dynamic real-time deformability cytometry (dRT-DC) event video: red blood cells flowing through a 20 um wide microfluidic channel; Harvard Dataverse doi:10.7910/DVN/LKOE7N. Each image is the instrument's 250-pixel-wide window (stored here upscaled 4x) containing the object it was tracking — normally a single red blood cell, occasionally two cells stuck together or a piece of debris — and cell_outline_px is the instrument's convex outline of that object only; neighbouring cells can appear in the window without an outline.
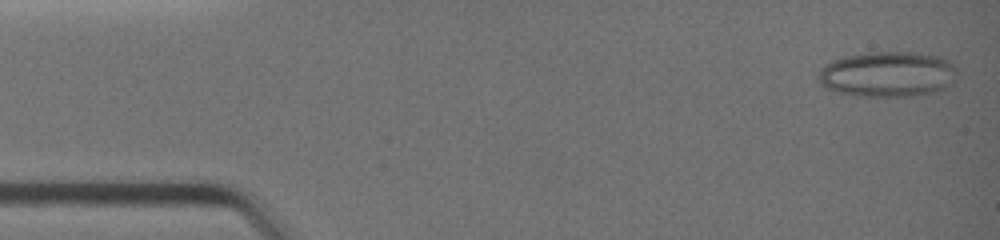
{"species": "common noctule bat (a hibernating species)", "species_latin": "Nyctalus noctula", "temperature_condition": "warm", "stored_images_in_passage": 39, "camera_frame_rate_fps": 3000, "um_per_image_px": 0.085, "animal": {"sex": "female", "body_mass_g": 19.0, "forearm_length_mm": 51.5}, "frame": {"image": 1, "passage_image": 1, "time_ms": 0.0, "image_size_px": [1000, 240], "cell_outline_px": [[956, 72], [952, 84], [940, 92], [912, 96], [856, 96], [840, 92], [828, 88], [820, 84], [820, 72], [828, 64], [844, 56], [876, 52], [912, 52], [940, 56], [948, 60], [956, 68]], "centroid_in_image_um": [75.54, 6.32], "position_along_channel_um": 9.5, "area_um2": 36.53}}
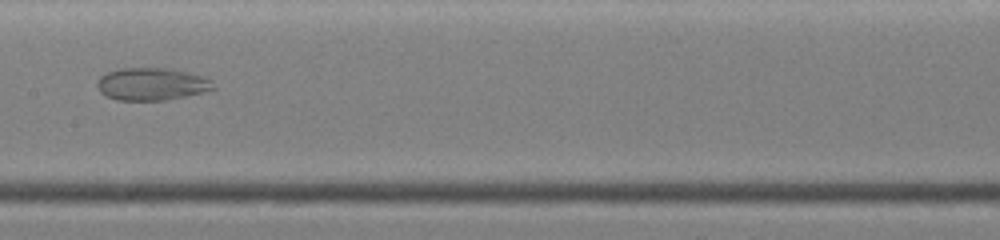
{"frame": {"image": 2, "passage_image": 20, "time_ms": 6.333, "image_size_px": [1000, 240], "cell_outline_px": [[216, 88], [204, 92], [164, 100], [116, 100], [104, 96], [100, 92], [96, 84], [100, 76], [108, 72], [120, 68], [164, 68], [188, 72], [204, 76], [212, 80]], "centroid_in_image_um": [12.89, 7.15], "position_along_channel_um": 194.5, "area_um2": 22.08}}
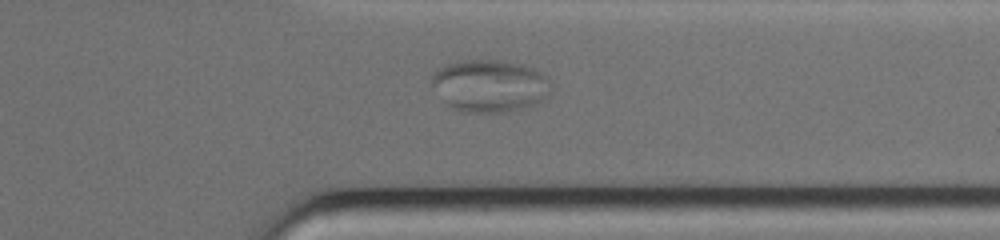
{"frame": {"image": 3, "passage_image": 31, "time_ms": 10.0, "image_size_px": [1000, 240], "cell_outline_px": [[552, 92], [544, 100], [524, 108], [500, 112], [460, 112], [452, 108], [444, 100], [432, 84], [432, 72], [436, 68], [456, 60], [508, 60], [536, 68], [544, 72], [548, 76], [552, 88]], "centroid_in_image_um": [41.68, 7.26], "position_along_channel_um": 369.7, "area_um2": 37.05}}